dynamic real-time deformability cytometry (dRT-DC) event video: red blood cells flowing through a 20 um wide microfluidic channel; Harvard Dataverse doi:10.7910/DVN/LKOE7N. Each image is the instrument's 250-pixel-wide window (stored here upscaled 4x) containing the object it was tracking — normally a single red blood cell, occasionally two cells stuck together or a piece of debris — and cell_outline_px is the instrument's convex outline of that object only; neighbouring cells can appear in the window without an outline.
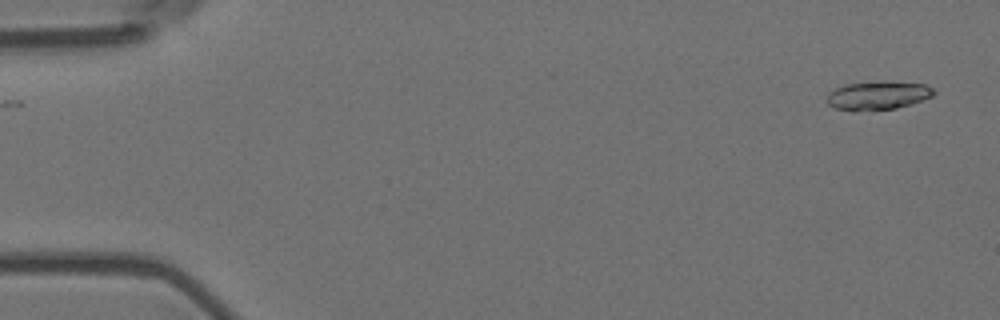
{"species": "Egyptian fruit bat (a non-hibernating species)", "species_latin": "Rousettus aegyptiacus", "temperature_condition": "room temperature", "stored_images_in_passage": 2, "camera_frame_rate_fps": 3000, "um_per_image_px": 0.085, "animal": {"sex": "female"}, "frame": {"image": 1, "passage_image": 2, "time_ms": 0.333, "image_size_px": [1000, 320], "cell_outline_px": [[936, 92], [932, 96], [896, 108], [836, 108], [828, 104], [828, 92], [844, 84], [876, 80], [884, 80], [924, 84], [932, 88]], "centroid_in_image_um": [74.64, 8.03], "position_along_channel_um": 10.4, "area_um2": 17.17}}